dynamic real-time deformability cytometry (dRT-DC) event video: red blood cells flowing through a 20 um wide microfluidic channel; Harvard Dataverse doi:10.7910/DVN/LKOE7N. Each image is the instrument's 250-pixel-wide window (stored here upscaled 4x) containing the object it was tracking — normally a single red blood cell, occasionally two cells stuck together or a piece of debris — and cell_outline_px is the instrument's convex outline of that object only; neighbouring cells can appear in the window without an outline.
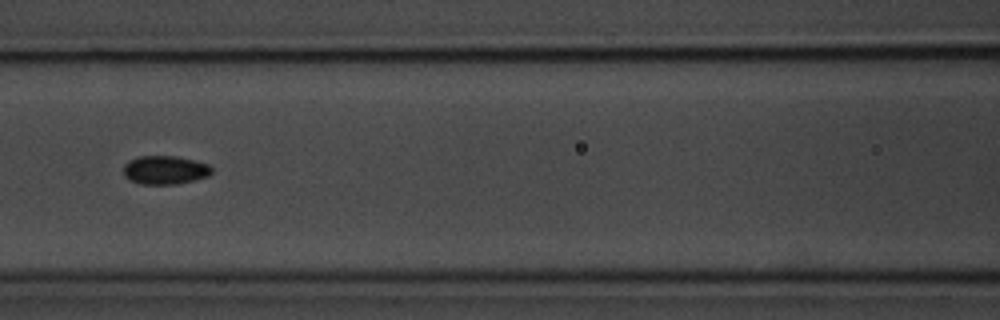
{"species": "common noctule bat (a hibernating species)", "species_latin": "Nyctalus noctula", "temperature_condition": "room temperature", "stored_images_in_passage": 11, "segment_of_instrument_passage": [2, 2], "camera_frame_rate_fps": 3000, "um_per_image_px": 0.085, "animal": {"sex": "male", "body_mass_g": 20.1, "forearm_length_mm": 53.5}, "frame": {"image": 1, "passage_image": 8, "time_ms": 9.0, "image_size_px": [1000, 320], "cell_outline_px": [[212, 172], [208, 176], [176, 184], [140, 184], [128, 180], [124, 176], [124, 164], [128, 160], [140, 156], [176, 156], [208, 164], [212, 168]], "centroid_in_image_um": [13.98, 14.45], "position_along_channel_um": 152.6, "area_um2": 14.68}}
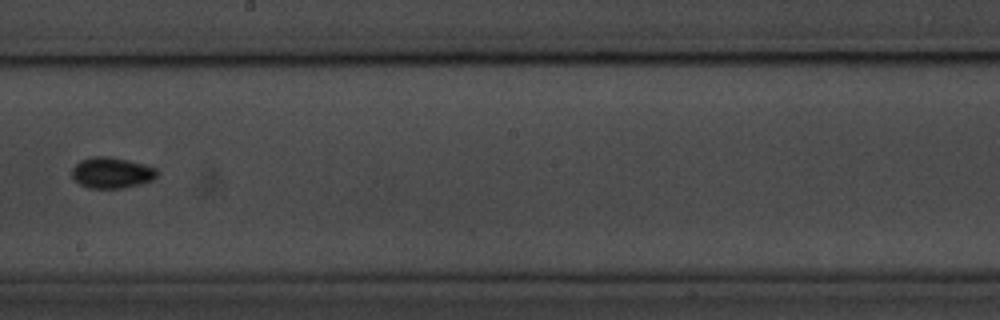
{"frame": {"image": 2, "passage_image": 10, "time_ms": 11.333, "image_size_px": [1000, 320], "cell_outline_px": [[160, 172], [152, 180], [140, 184], [124, 188], [88, 188], [80, 184], [72, 176], [72, 168], [80, 160], [92, 156], [108, 156], [128, 160], [144, 164], [156, 168]], "centroid_in_image_um": [9.51, 14.68], "position_along_channel_um": 238.7, "area_um2": 15.43}}